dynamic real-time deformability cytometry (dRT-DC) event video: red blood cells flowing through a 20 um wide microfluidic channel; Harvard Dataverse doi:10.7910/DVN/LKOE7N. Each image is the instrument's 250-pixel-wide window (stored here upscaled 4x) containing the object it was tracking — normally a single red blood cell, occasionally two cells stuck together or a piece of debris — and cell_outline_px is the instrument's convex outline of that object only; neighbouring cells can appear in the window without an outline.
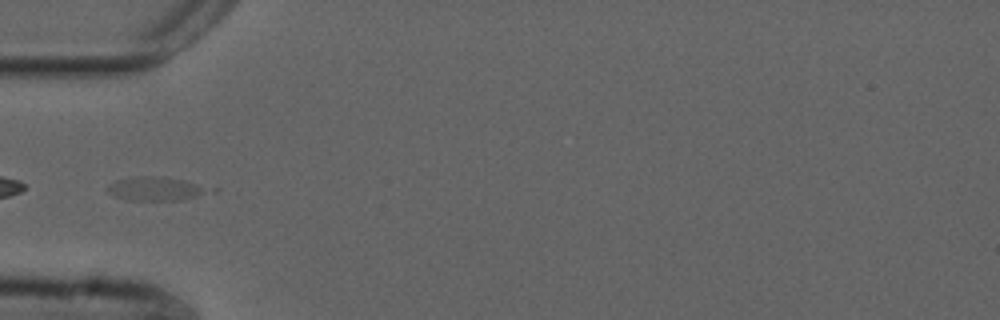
{"species": "common noctule bat (a hibernating species)", "species_latin": "Nyctalus noctula", "temperature_condition": "cold", "stored_images_in_passage": 32, "camera_frame_rate_fps": 3000, "um_per_image_px": 0.085, "animal": {"sex": "male", "forearm_length_mm": 52.5}, "frame": {"image": 1, "passage_image": 1, "time_ms": 0.0, "image_size_px": [1000, 320], "cell_outline_px": [[204, 192], [196, 196], [180, 200], [132, 200], [116, 196], [108, 192], [108, 188], [116, 180], [140, 176], [156, 176], [184, 180], [196, 184], [204, 188]], "centroid_in_image_um": [13.13, 16.04], "position_along_channel_um": 71.9, "area_um2": 13.18}}
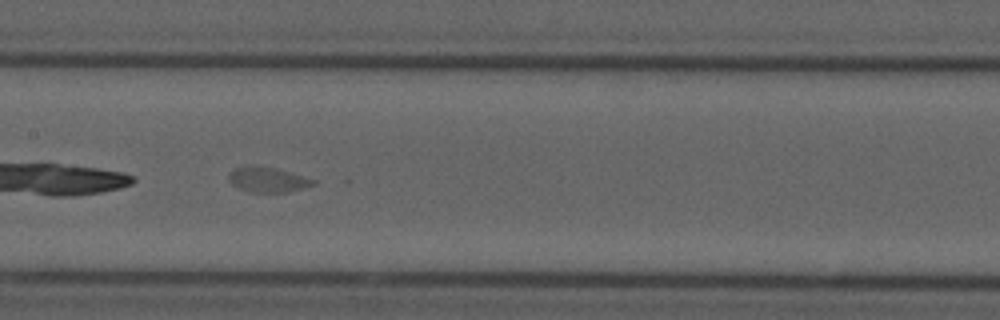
{"frame": {"image": 2, "passage_image": 10, "time_ms": 3.0, "image_size_px": [1000, 320], "cell_outline_px": [[316, 184], [284, 192], [252, 192], [240, 188], [232, 184], [228, 180], [228, 176], [236, 168], [248, 164], [260, 164], [276, 168], [316, 180]], "centroid_in_image_um": [22.72, 15.23], "position_along_channel_um": 184.7, "area_um2": 12.31}}
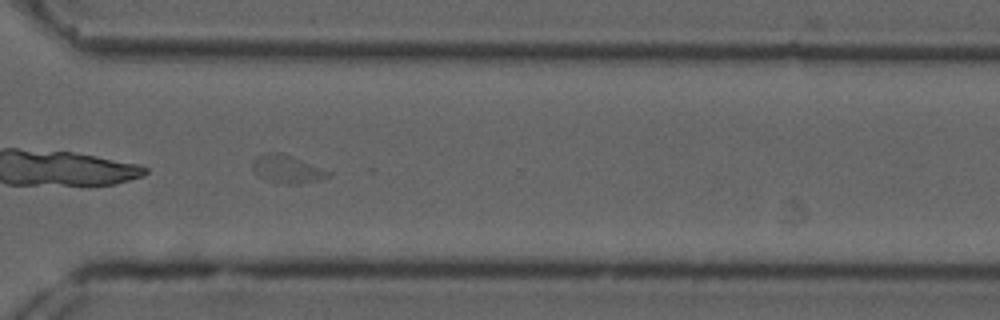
{"frame": {"image": 3, "passage_image": 23, "time_ms": 7.333, "image_size_px": [1000, 320], "cell_outline_px": [[332, 176], [320, 180], [296, 184], [284, 184], [268, 180], [260, 176], [252, 168], [252, 160], [256, 156], [264, 152], [280, 152], [292, 156], [332, 172]], "centroid_in_image_um": [24.42, 14.36], "position_along_channel_um": 346.2, "area_um2": 12.43}}